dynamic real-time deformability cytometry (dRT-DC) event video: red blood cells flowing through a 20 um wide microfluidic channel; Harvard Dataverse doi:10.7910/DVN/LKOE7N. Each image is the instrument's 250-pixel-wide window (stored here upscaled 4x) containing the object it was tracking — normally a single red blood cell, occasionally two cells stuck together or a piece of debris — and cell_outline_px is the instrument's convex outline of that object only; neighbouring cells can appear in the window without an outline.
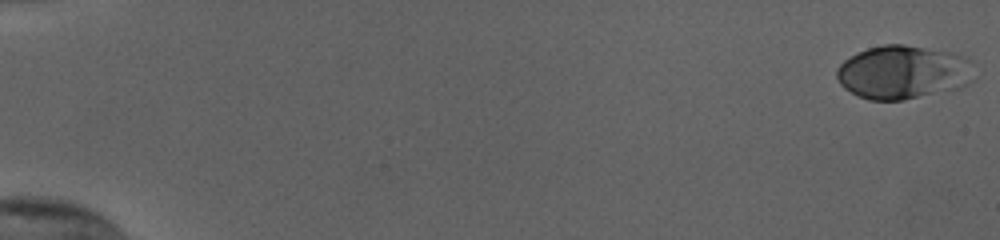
{"species": "human", "species_latin": "Homo sapiens", "temperature_condition": "cold", "stored_images_in_passage": 55, "camera_frame_rate_fps": 3000, "um_per_image_px": 0.085, "donor": {"sex": "female"}, "frame": {"image": 1, "passage_image": 1, "time_ms": 0.0, "image_size_px": [1000, 240], "cell_outline_px": [[976, 80], [960, 88], [904, 100], [868, 100], [844, 88], [840, 84], [836, 76], [836, 68], [844, 60], [868, 48], [884, 44], [904, 44], [952, 52], [968, 60]], "centroid_in_image_um": [76.77, 6.15], "position_along_channel_um": 8.2, "area_um2": 42.95}}
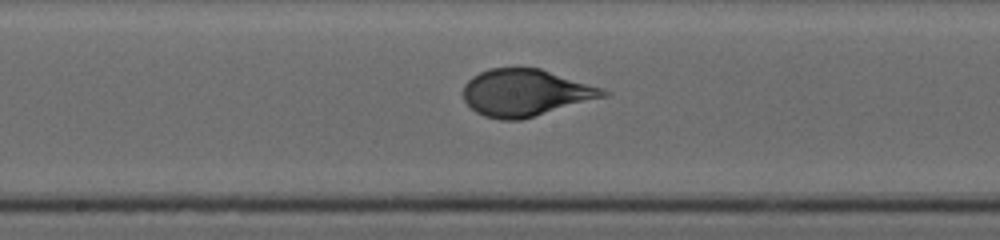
{"frame": {"image": 2, "passage_image": 31, "time_ms": 10.0, "image_size_px": [1000, 240], "cell_outline_px": [[612, 92], [608, 96], [520, 120], [500, 120], [484, 116], [476, 112], [464, 100], [464, 84], [472, 76], [488, 68], [540, 68], [604, 88]], "centroid_in_image_um": [44.69, 7.88], "position_along_channel_um": 203.5, "area_um2": 38.38}}
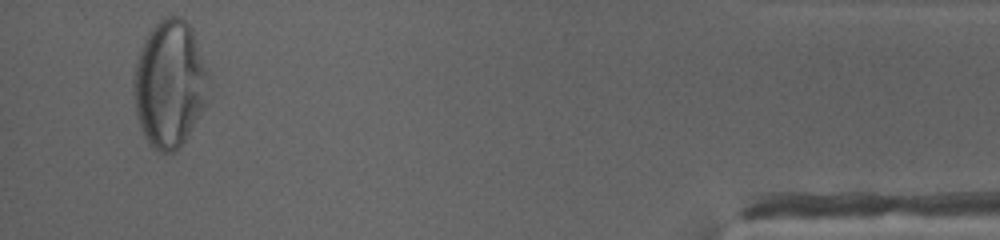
{"frame": {"image": 3, "passage_image": 53, "time_ms": 17.333, "image_size_px": [1000, 240], "cell_outline_px": [[208, 100], [204, 108], [180, 148], [176, 152], [160, 152], [148, 144], [140, 128], [136, 116], [132, 92], [132, 72], [140, 48], [148, 32], [160, 20], [168, 16], [180, 16], [192, 28], [208, 68]], "centroid_in_image_um": [14.4, 7.14], "position_along_channel_um": 420.8, "area_um2": 56.41}, "authors_computed_cell_mechanics": {"area_um2": 38.9572, "velocity_mm_per_s": 3.8037, "shape_relaxation_time_tau1_ms": 3.8823, "shape_relaxation_time_tau2_ms": null, "deformation_change_tau1": 0.1751, "deformation_change_tau2": null}}